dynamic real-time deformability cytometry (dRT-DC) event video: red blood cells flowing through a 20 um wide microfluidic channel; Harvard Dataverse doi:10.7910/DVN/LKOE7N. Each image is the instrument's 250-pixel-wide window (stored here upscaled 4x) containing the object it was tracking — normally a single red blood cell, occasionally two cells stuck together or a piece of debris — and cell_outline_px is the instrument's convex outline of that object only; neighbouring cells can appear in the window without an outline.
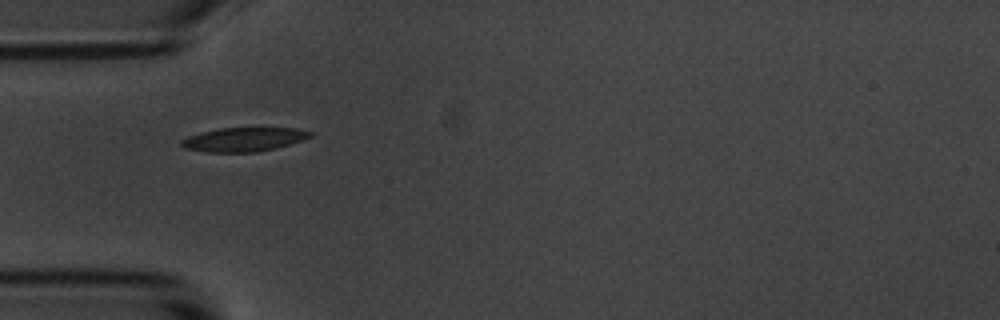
{"species": "common noctule bat (a hibernating species)", "species_latin": "Nyctalus noctula", "temperature_condition": "room temperature", "stored_images_in_passage": 2, "camera_frame_rate_fps": 3000, "um_per_image_px": 0.085, "animal": {"sex": "male", "body_mass_g": 20.1, "forearm_length_mm": 53.5}, "frame": {"image": 1, "passage_image": 1, "time_ms": 0.0, "image_size_px": [1000, 320], "cell_outline_px": [[316, 132], [312, 136], [276, 148], [256, 152], [204, 152], [184, 148], [180, 144], [180, 140], [188, 136], [200, 132], [220, 128], [296, 128]], "centroid_in_image_um": [20.69, 11.85], "position_along_channel_um": 64.3, "area_um2": 18.03}}